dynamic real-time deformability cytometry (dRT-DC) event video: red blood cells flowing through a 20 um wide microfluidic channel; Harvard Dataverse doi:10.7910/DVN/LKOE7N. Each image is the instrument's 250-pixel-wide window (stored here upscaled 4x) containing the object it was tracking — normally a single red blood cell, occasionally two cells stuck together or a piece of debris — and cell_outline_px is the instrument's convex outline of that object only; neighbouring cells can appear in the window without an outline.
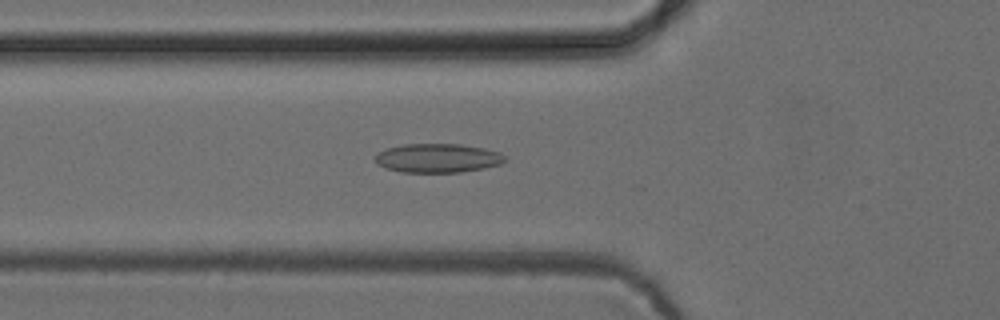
{"species": "common noctule bat (a hibernating species)", "species_latin": "Nyctalus noctula", "temperature_condition": "cold", "stored_images_in_passage": 53, "camera_frame_rate_fps": 3000, "um_per_image_px": 0.085, "animal": {"sex": "female", "body_mass_g": 24.6, "forearm_length_mm": 56.2}, "frame": {"image": 1, "passage_image": 19, "time_ms": 6.0, "image_size_px": [1000, 320], "cell_outline_px": [[508, 160], [500, 164], [484, 168], [460, 172], [400, 172], [376, 164], [376, 156], [380, 152], [388, 148], [404, 144], [460, 144], [484, 148], [500, 152]], "centroid_in_image_um": [37.25, 13.44], "position_along_channel_um": 88.6, "area_um2": 21.79}}
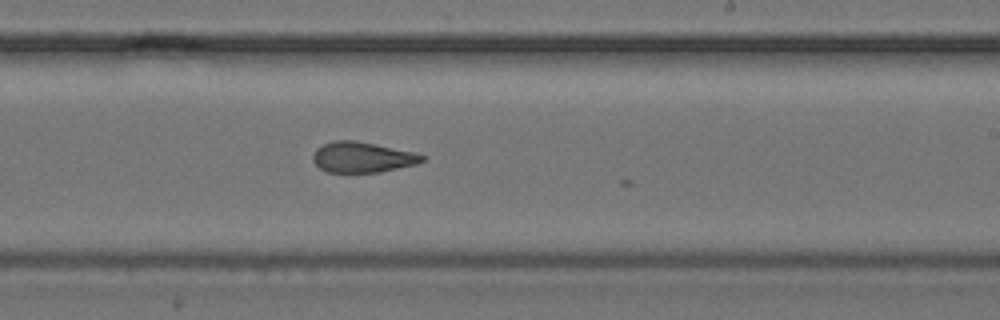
{"frame": {"image": 2, "passage_image": 32, "time_ms": 10.333, "image_size_px": [1000, 320], "cell_outline_px": [[424, 160], [416, 164], [380, 172], [328, 172], [320, 168], [312, 160], [312, 156], [316, 148], [332, 140], [356, 140], [416, 152], [424, 156]], "centroid_in_image_um": [30.79, 13.35], "position_along_channel_um": 258.2, "area_um2": 19.48}}
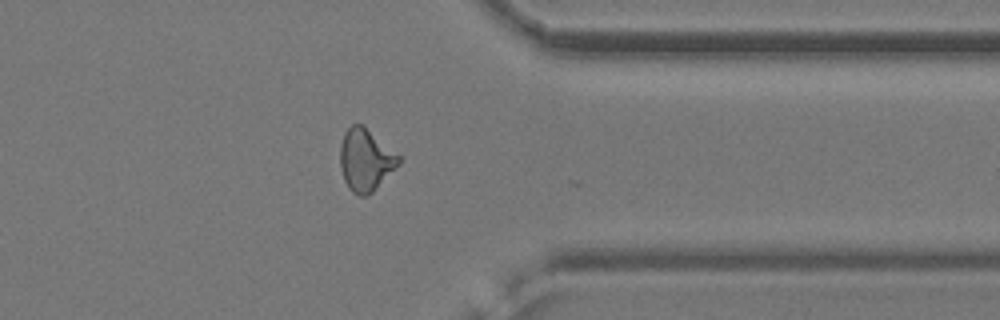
{"frame": {"image": 3, "passage_image": 42, "time_ms": 13.667, "image_size_px": [1000, 320], "cell_outline_px": [[400, 164], [368, 196], [360, 196], [352, 192], [348, 188], [344, 180], [340, 168], [340, 144], [344, 132], [352, 124], [364, 124], [400, 156]], "centroid_in_image_um": [31.06, 13.58], "position_along_channel_um": 380.3, "area_um2": 21.44}, "authors_computed_cell_mechanics": {"area_um2": 20.7502, "velocity_mm_per_s": 3.9024, "shape_relaxation_time_tau1_ms": null, "shape_relaxation_time_tau2_ms": 3.0951, "deformation_change_tau1": null, "deformation_change_tau2": 0.1089}}